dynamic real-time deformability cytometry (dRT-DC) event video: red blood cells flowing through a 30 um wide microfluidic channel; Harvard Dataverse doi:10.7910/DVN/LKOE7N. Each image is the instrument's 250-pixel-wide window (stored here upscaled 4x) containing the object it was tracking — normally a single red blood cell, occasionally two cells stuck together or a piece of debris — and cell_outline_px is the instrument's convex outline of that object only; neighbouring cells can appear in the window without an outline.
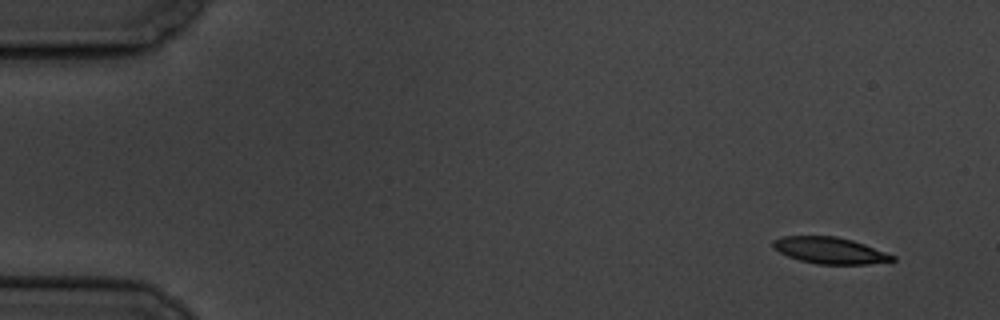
{"species": "common noctule bat (a hibernating species)", "species_latin": "Nyctalus noctula", "temperature_condition": "cold", "stored_images_in_passage": 6, "camera_frame_rate_fps": 3000, "um_per_image_px": 0.085, "animal": {"sex": "male", "body_mass_g": 19.5, "forearm_length_mm": 54.6}, "frame": {"image": 1, "passage_image": 2, "time_ms": 1.0, "image_size_px": [1000, 320], "cell_outline_px": [[896, 260], [868, 264], [816, 264], [800, 260], [788, 256], [772, 248], [772, 240], [784, 236], [836, 236], [852, 240], [864, 244], [896, 256]], "centroid_in_image_um": [70.52, 21.28], "position_along_channel_um": 14.5, "area_um2": 18.38}}
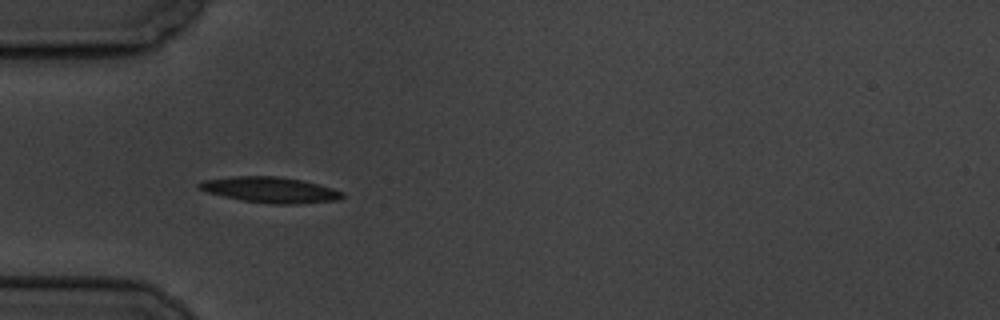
{"frame": {"image": 2, "passage_image": 5, "time_ms": 5.667, "image_size_px": [1000, 320], "cell_outline_px": [[344, 196], [340, 200], [296, 204], [268, 204], [240, 200], [208, 192], [200, 188], [196, 184], [200, 180], [232, 176], [280, 176], [300, 180], [332, 188], [344, 192]], "centroid_in_image_um": [22.96, 16.14], "position_along_channel_um": 62.0, "area_um2": 21.56}}
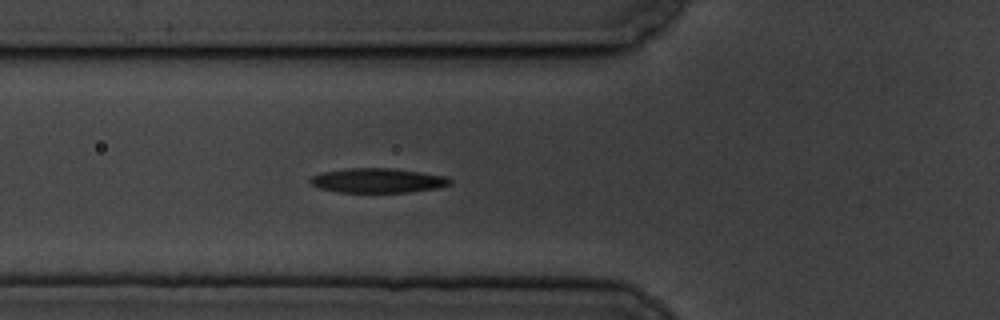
{"frame": {"image": 3, "passage_image": 6, "time_ms": 6.667, "image_size_px": [1000, 320], "cell_outline_px": [[452, 184], [440, 188], [408, 192], [340, 192], [320, 188], [312, 184], [308, 180], [312, 176], [320, 172], [348, 168], [392, 168], [448, 176], [452, 180]], "centroid_in_image_um": [32.15, 15.34], "position_along_channel_um": 93.7, "area_um2": 20.11}}